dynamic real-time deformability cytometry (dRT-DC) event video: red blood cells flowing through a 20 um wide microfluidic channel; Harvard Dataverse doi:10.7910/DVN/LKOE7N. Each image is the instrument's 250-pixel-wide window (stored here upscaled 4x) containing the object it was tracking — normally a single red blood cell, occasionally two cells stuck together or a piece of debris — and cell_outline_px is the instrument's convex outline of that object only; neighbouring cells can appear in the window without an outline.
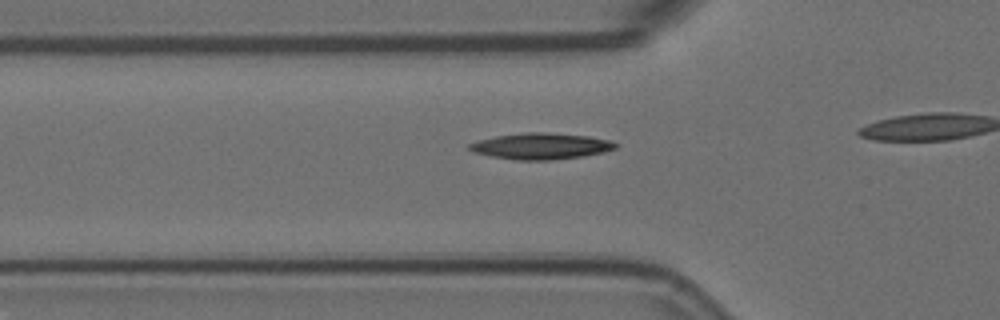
{"species": "Egyptian fruit bat (a non-hibernating species)", "species_latin": "Rousettus aegyptiacus", "temperature_condition": "room temperature", "stored_images_in_passage": 24, "camera_frame_rate_fps": 3000, "um_per_image_px": 0.085, "animal": {"sex": "female"}, "frame": {"image": 1, "passage_image": 15, "time_ms": 4.667, "image_size_px": [1000, 320], "cell_outline_px": [[616, 148], [600, 152], [580, 156], [552, 160], [516, 160], [492, 156], [476, 152], [468, 148], [468, 144], [476, 140], [496, 136], [524, 132], [544, 132], [588, 136], [608, 140], [616, 144]], "centroid_in_image_um": [45.91, 12.41], "position_along_channel_um": 79.9, "area_um2": 21.96}}
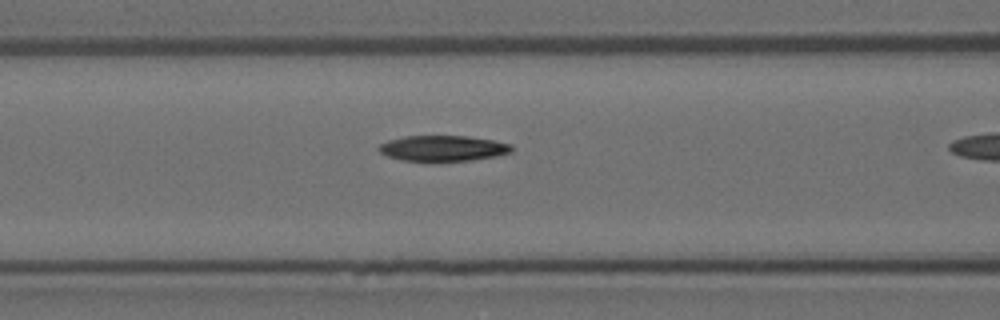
{"frame": {"image": 2, "passage_image": 19, "time_ms": 6.0, "image_size_px": [1000, 320], "cell_outline_px": [[512, 152], [496, 156], [472, 160], [404, 160], [388, 156], [380, 152], [376, 148], [380, 144], [388, 140], [404, 136], [468, 136], [492, 140], [512, 144]], "centroid_in_image_um": [37.66, 12.59], "position_along_channel_um": 128.9, "area_um2": 19.59}}
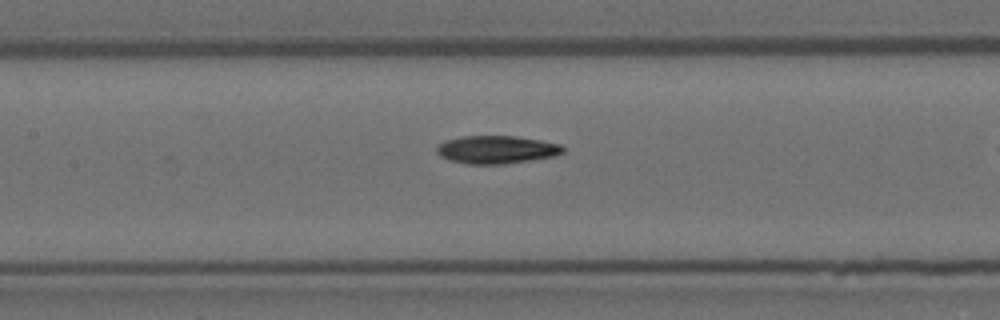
{"frame": {"image": 3, "passage_image": 22, "time_ms": 7.0, "image_size_px": [1000, 320], "cell_outline_px": [[564, 152], [556, 156], [532, 160], [504, 164], [468, 164], [448, 160], [440, 156], [436, 152], [436, 148], [440, 144], [448, 140], [460, 136], [512, 136], [540, 140], [560, 144], [564, 148]], "centroid_in_image_um": [42.21, 12.73], "position_along_channel_um": 165.2, "area_um2": 20.58}}